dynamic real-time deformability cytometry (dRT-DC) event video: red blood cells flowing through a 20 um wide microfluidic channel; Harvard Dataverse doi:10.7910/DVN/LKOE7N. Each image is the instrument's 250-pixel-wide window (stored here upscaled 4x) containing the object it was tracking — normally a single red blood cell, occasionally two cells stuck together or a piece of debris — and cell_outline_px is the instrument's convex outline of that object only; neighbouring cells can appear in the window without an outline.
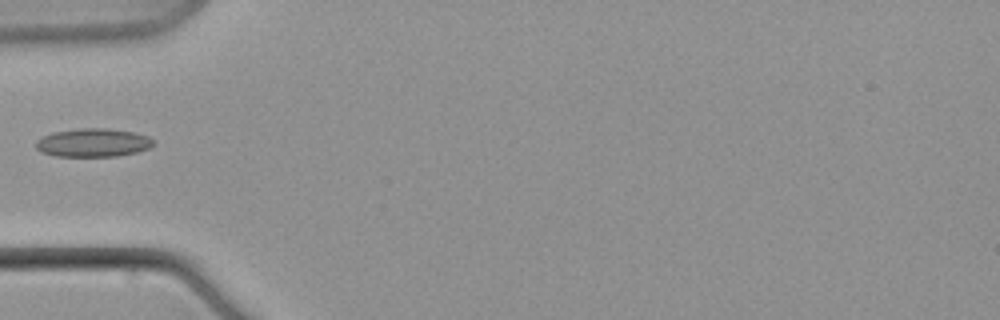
{"species": "common noctule bat (a hibernating species)", "species_latin": "Nyctalus noctula", "temperature_condition": "warm", "stored_images_in_passage": 8, "camera_frame_rate_fps": 3000, "um_per_image_px": 0.085, "animal": {"sex": "male", "body_mass_g": 21.5, "forearm_length_mm": 52.0}, "frame": {"image": 1, "passage_image": 5, "time_ms": 5.333, "image_size_px": [1000, 320], "cell_outline_px": [[152, 144], [148, 148], [136, 152], [116, 156], [56, 156], [40, 152], [36, 148], [36, 140], [52, 132], [80, 128], [108, 128], [136, 132], [148, 136], [152, 140]], "centroid_in_image_um": [7.88, 12.12], "position_along_channel_um": 77.1, "area_um2": 19.42}}
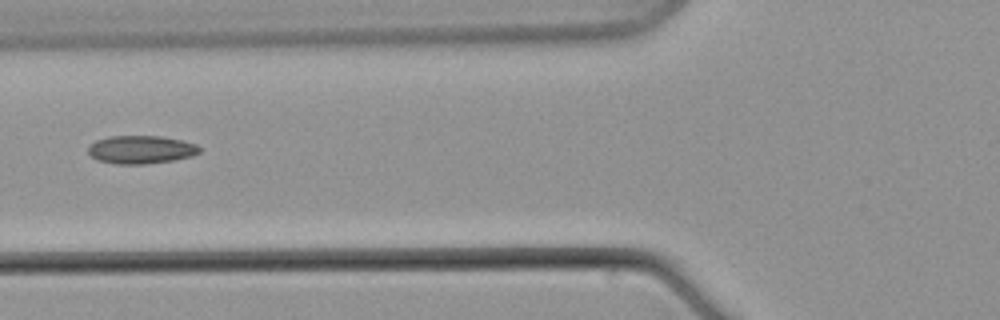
{"frame": {"image": 2, "passage_image": 6, "time_ms": 6.667, "image_size_px": [1000, 320], "cell_outline_px": [[200, 152], [192, 156], [172, 160], [144, 164], [116, 164], [96, 160], [88, 152], [88, 148], [96, 140], [112, 136], [160, 136], [184, 140], [196, 144], [200, 148]], "centroid_in_image_um": [12.0, 12.71], "position_along_channel_um": 113.8, "area_um2": 18.21}}